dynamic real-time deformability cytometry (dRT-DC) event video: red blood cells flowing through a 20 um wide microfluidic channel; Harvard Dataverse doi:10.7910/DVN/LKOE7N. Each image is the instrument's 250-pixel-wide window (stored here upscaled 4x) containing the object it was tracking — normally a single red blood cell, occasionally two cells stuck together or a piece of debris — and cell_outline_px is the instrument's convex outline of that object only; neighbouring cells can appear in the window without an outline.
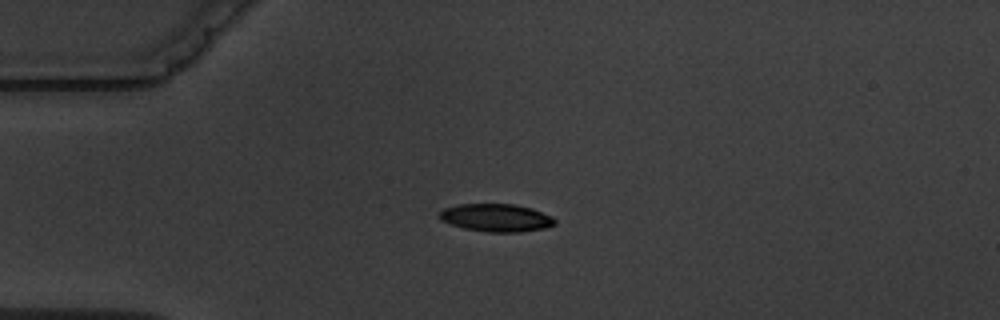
{"species": "common noctule bat (a hibernating species)", "species_latin": "Nyctalus noctula", "temperature_condition": "warm", "stored_images_in_passage": 2, "camera_frame_rate_fps": 3000, "um_per_image_px": 0.085, "animal": {"sex": "male", "body_mass_g": 19.5, "forearm_length_mm": 54.6}, "frame": {"image": 1, "passage_image": 1, "time_ms": 0.0, "image_size_px": [1000, 320], "cell_outline_px": [[556, 224], [544, 228], [520, 232], [488, 232], [464, 228], [440, 220], [436, 216], [444, 208], [456, 204], [512, 204], [532, 208], [552, 216], [556, 220]], "centroid_in_image_um": [42.16, 18.5], "position_along_channel_um": 42.8, "area_um2": 18.79}}